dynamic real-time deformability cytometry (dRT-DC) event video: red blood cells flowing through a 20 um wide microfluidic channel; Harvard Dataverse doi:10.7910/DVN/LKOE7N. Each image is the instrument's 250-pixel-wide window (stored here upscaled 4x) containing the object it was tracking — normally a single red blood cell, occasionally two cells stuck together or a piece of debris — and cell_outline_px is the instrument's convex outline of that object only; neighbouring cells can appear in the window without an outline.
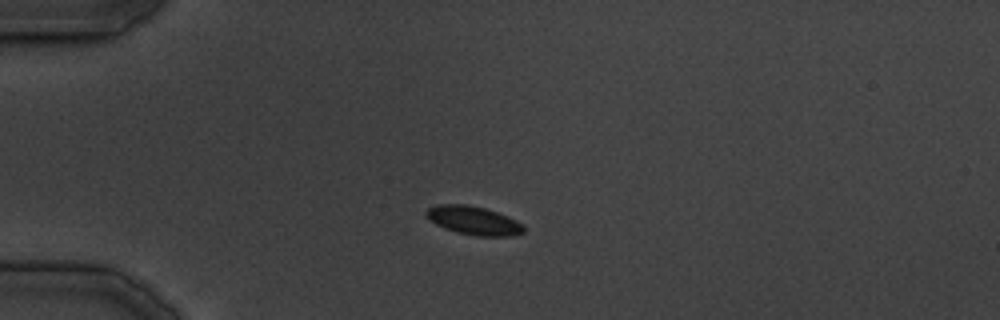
{"species": "common noctule bat (a hibernating species)", "species_latin": "Nyctalus noctula", "temperature_condition": "cold", "stored_images_in_passage": 31, "camera_frame_rate_fps": 3000, "um_per_image_px": 0.085, "animal": {"sex": "male", "body_mass_g": 19.5, "forearm_length_mm": 54.6}, "frame": {"image": 1, "passage_image": 1, "time_ms": 0.0, "image_size_px": [1000, 320], "cell_outline_px": [[524, 232], [512, 236], [476, 236], [456, 232], [444, 228], [436, 224], [424, 216], [424, 212], [428, 208], [436, 204], [468, 204], [484, 208], [508, 216], [524, 224]], "centroid_in_image_um": [40.24, 18.74], "position_along_channel_um": 44.8, "area_um2": 16.42}}
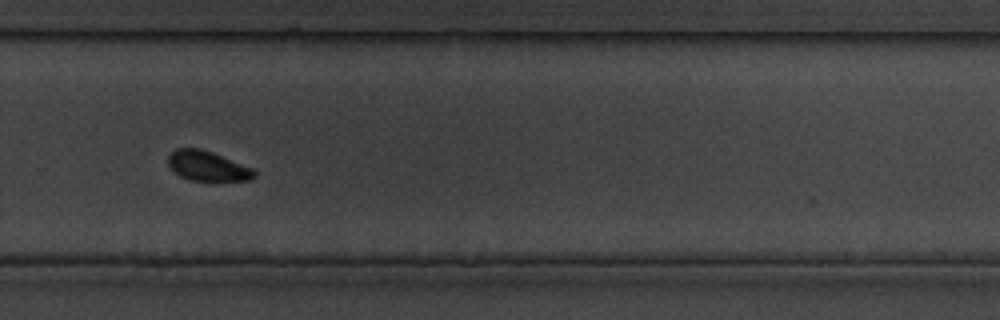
{"frame": {"image": 2, "passage_image": 19, "time_ms": 20.667, "image_size_px": [1000, 320], "cell_outline_px": [[256, 176], [248, 180], [216, 184], [188, 180], [180, 176], [168, 164], [168, 156], [176, 148], [200, 148], [212, 152], [252, 168], [256, 172]], "centroid_in_image_um": [17.67, 14.17], "position_along_channel_um": 312.1, "area_um2": 15.61}}
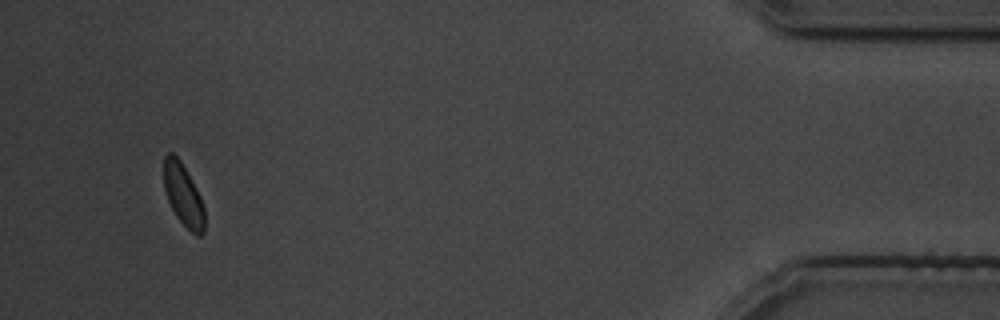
{"frame": {"image": 3, "passage_image": 29, "time_ms": 32.667, "image_size_px": [1000, 320], "cell_outline_px": [[204, 232], [200, 236], [196, 236], [176, 216], [168, 200], [164, 188], [164, 156], [168, 152], [172, 152], [180, 160], [196, 188], [200, 196], [204, 208]], "centroid_in_image_um": [15.57, 16.57], "position_along_channel_um": 419.6, "area_um2": 14.51}}